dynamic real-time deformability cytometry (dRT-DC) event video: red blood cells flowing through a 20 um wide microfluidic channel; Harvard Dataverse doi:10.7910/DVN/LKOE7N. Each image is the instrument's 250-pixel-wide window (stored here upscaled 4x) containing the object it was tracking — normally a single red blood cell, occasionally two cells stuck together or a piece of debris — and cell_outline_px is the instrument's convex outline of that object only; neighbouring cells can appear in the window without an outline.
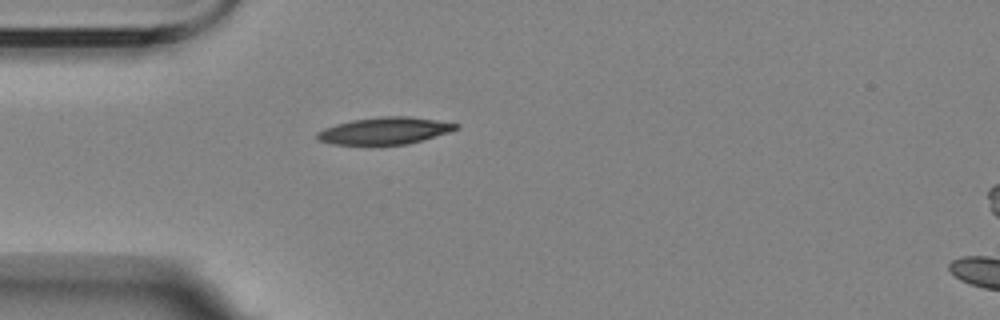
{"species": "Egyptian fruit bat (a non-hibernating species)", "species_latin": "Rousettus aegyptiacus", "temperature_condition": "room temperature", "stored_images_in_passage": 2, "segment_of_instrument_passage": [1, 2], "camera_frame_rate_fps": 3000, "um_per_image_px": 0.085, "animal": {"sex": "female"}, "frame": {"image": 1, "passage_image": 1, "time_ms": 0.0, "image_size_px": [1000, 320], "cell_outline_px": [[460, 128], [448, 132], [408, 144], [332, 144], [316, 140], [316, 132], [324, 128], [336, 124], [352, 120], [380, 116], [408, 116], [436, 120], [460, 124]], "centroid_in_image_um": [32.68, 11.1], "position_along_channel_um": 52.3, "area_um2": 21.73}}